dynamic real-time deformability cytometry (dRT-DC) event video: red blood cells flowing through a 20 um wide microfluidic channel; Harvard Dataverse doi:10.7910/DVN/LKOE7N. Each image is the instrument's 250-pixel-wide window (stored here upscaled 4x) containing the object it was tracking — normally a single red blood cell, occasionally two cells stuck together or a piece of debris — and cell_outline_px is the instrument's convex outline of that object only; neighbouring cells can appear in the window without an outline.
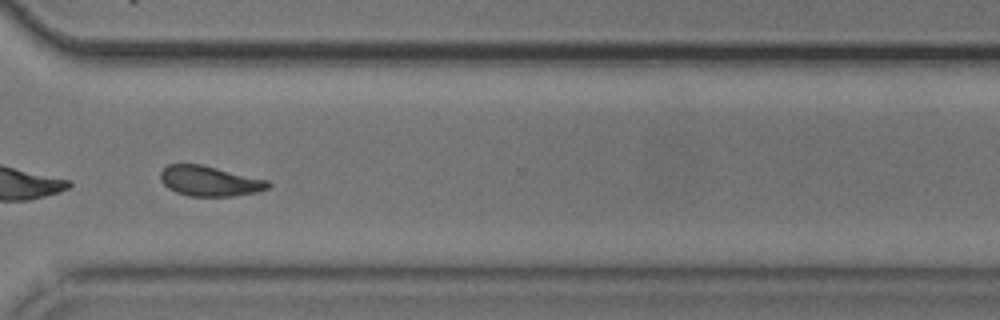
{"species": "common noctule bat (a hibernating species)", "species_latin": "Nyctalus noctula", "temperature_condition": "cold", "stored_images_in_passage": 53, "segment_of_instrument_passage": [2, 2], "camera_frame_rate_fps": 3000, "um_per_image_px": 0.085, "animal": {"sex": "male", "body_mass_g": 20.5, "forearm_length_mm": 52.5}, "frame": {"image": 1, "passage_image": 39, "time_ms": 12.667, "image_size_px": [1000, 320], "cell_outline_px": [[272, 184], [268, 188], [256, 192], [232, 196], [188, 196], [176, 192], [168, 188], [160, 180], [160, 172], [168, 164], [200, 164], [268, 180]], "centroid_in_image_um": [17.8, 15.39], "position_along_channel_um": 352.8, "area_um2": 18.84}}
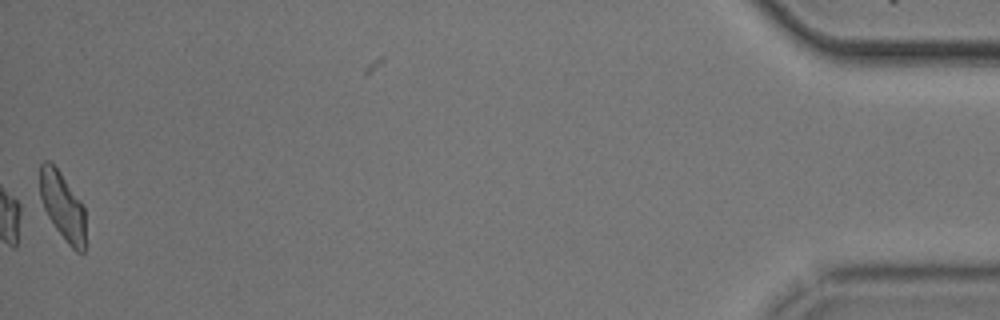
{"frame": {"image": 2, "passage_image": 53, "time_ms": 17.333, "image_size_px": [1000, 320], "cell_outline_px": [[84, 252], [76, 252], [68, 244], [56, 228], [48, 216], [44, 208], [40, 196], [40, 164], [44, 160], [48, 160], [60, 172], [84, 204]], "centroid_in_image_um": [5.31, 17.5], "position_along_channel_um": 429.9, "area_um2": 17.86}}